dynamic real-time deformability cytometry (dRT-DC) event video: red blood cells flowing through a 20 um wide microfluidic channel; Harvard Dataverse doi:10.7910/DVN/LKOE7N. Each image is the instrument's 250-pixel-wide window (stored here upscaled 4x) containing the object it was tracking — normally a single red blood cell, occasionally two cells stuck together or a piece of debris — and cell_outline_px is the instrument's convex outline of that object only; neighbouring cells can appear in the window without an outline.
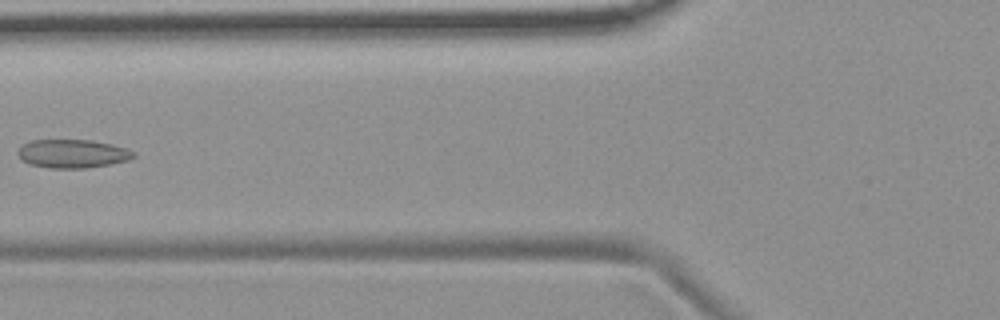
{"species": "common noctule bat (a hibernating species)", "species_latin": "Nyctalus noctula", "temperature_condition": "room temperature", "stored_images_in_passage": 7, "camera_frame_rate_fps": 3000, "um_per_image_px": 0.085, "animal": {"sex": "female", "body_mass_g": 19.9}, "frame": {"image": 1, "passage_image": 6, "time_ms": 6.667, "image_size_px": [1000, 320], "cell_outline_px": [[136, 156], [128, 160], [112, 164], [84, 168], [48, 168], [28, 164], [20, 160], [16, 152], [24, 144], [32, 140], [92, 140], [112, 144], [136, 152]], "centroid_in_image_um": [6.15, 13.07], "position_along_channel_um": 119.6, "area_um2": 19.36}}
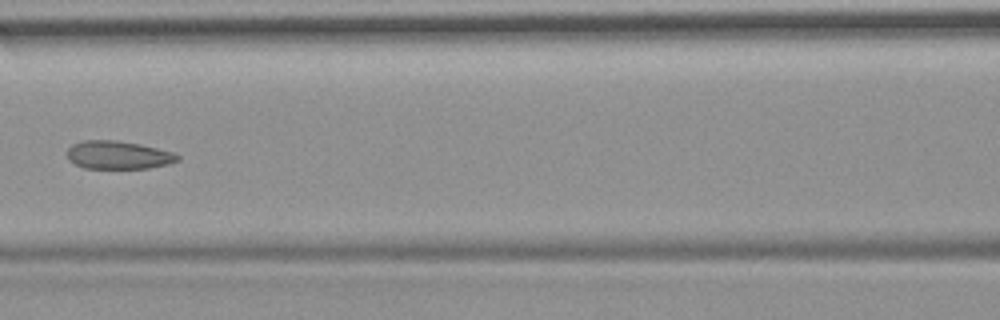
{"frame": {"image": 2, "passage_image": 7, "time_ms": 7.667, "image_size_px": [1000, 320], "cell_outline_px": [[180, 160], [168, 164], [148, 168], [84, 168], [68, 160], [68, 148], [72, 144], [84, 140], [116, 140], [140, 144], [172, 152], [180, 156]], "centroid_in_image_um": [10.04, 13.17], "position_along_channel_um": 156.6, "area_um2": 18.03}}